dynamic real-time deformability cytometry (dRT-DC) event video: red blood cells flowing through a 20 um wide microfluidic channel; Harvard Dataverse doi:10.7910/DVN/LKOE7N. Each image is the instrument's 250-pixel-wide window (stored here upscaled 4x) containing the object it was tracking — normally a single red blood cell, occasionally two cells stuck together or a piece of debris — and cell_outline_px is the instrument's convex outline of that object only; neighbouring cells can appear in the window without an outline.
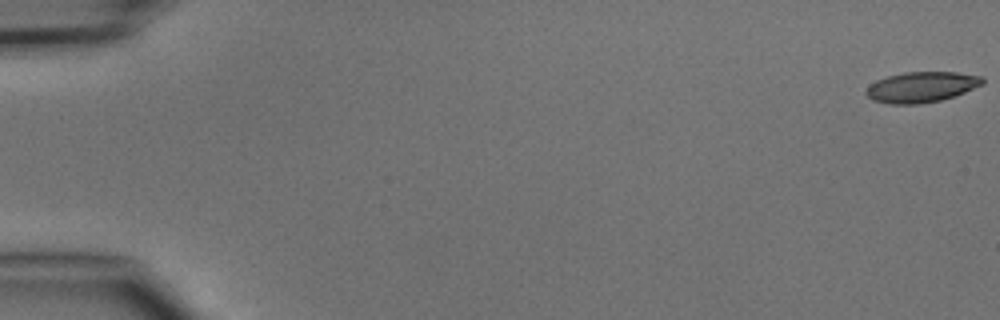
{"species": "common noctule bat (a hibernating species)", "species_latin": "Nyctalus noctula", "temperature_condition": "cold", "stored_images_in_passage": 5, "camera_frame_rate_fps": 3000, "um_per_image_px": 0.085, "animal": {"sex": "male", "body_mass_g": 15.6}, "frame": {"image": 1, "passage_image": 1, "time_ms": 0.0, "image_size_px": [1000, 320], "cell_outline_px": [[984, 84], [964, 92], [940, 100], [920, 104], [888, 104], [872, 100], [864, 92], [876, 80], [888, 76], [904, 72], [956, 72], [984, 76]], "centroid_in_image_um": [78.34, 7.39], "position_along_channel_um": 6.7, "area_um2": 20.69}}
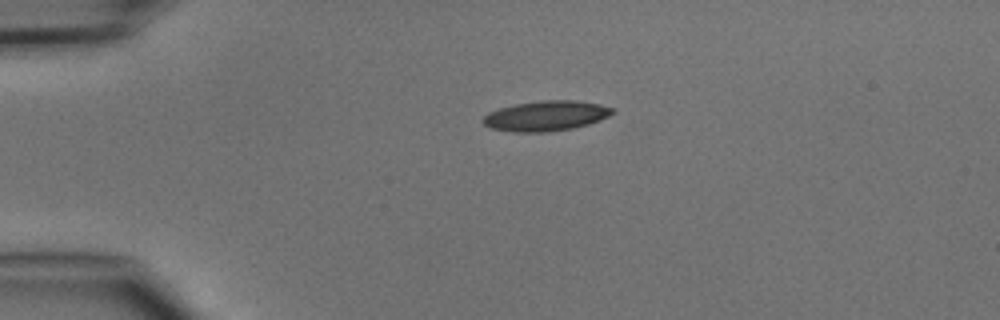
{"frame": {"image": 2, "passage_image": 4, "time_ms": 3.667, "image_size_px": [1000, 320], "cell_outline_px": [[616, 112], [600, 120], [588, 124], [572, 128], [544, 132], [512, 132], [488, 128], [480, 120], [488, 112], [500, 108], [516, 104], [544, 100], [572, 100], [600, 104], [616, 108]], "centroid_in_image_um": [46.4, 9.85], "position_along_channel_um": 38.6, "area_um2": 22.83}}